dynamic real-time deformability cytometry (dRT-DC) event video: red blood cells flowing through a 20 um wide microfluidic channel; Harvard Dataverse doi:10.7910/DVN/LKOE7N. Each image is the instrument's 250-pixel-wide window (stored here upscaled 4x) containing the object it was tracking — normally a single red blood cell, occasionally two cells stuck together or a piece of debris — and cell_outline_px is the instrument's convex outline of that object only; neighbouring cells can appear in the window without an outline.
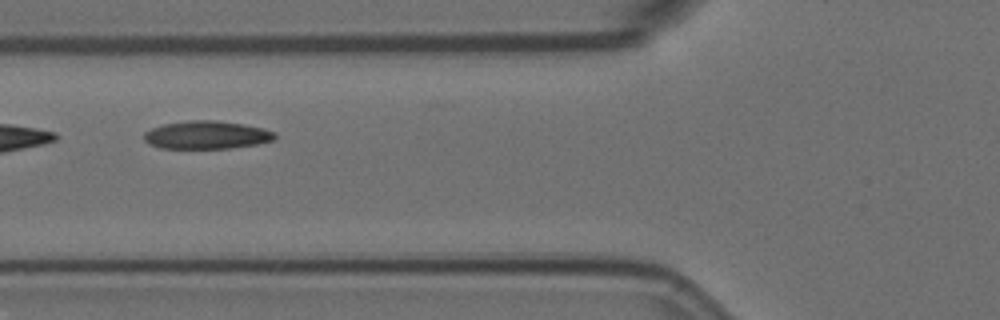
{"species": "Egyptian fruit bat (a non-hibernating species)", "species_latin": "Rousettus aegyptiacus", "temperature_condition": "room temperature", "stored_images_in_passage": 8, "camera_frame_rate_fps": 3000, "um_per_image_px": 0.085, "animal": {"sex": "female"}, "frame": {"image": 1, "passage_image": 4, "time_ms": 1.0, "image_size_px": [1000, 320], "cell_outline_px": [[276, 136], [272, 140], [256, 144], [228, 148], [160, 148], [148, 144], [144, 140], [144, 132], [152, 128], [164, 124], [188, 120], [216, 120], [244, 124], [276, 132]], "centroid_in_image_um": [17.53, 11.47], "position_along_channel_um": 108.3, "area_um2": 21.27}}
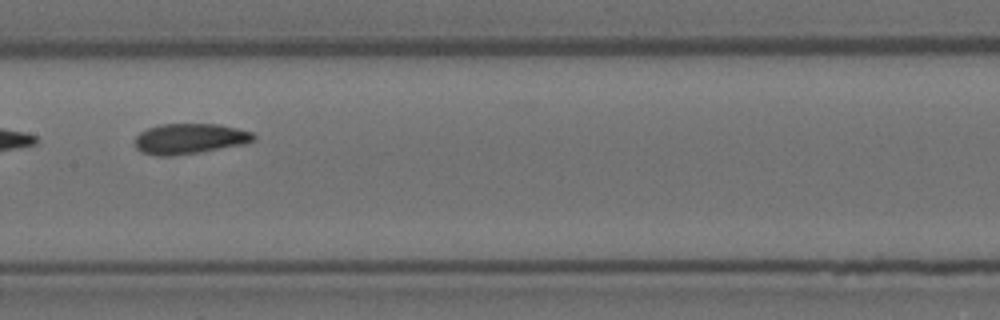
{"frame": {"image": 2, "passage_image": 6, "time_ms": 1.667, "image_size_px": [1000, 320], "cell_outline_px": [[256, 140], [244, 144], [196, 152], [160, 156], [156, 156], [140, 152], [136, 148], [136, 136], [140, 132], [148, 128], [160, 124], [220, 124], [252, 132], [256, 136]], "centroid_in_image_um": [16.12, 11.77], "position_along_channel_um": 191.3, "area_um2": 20.81}}
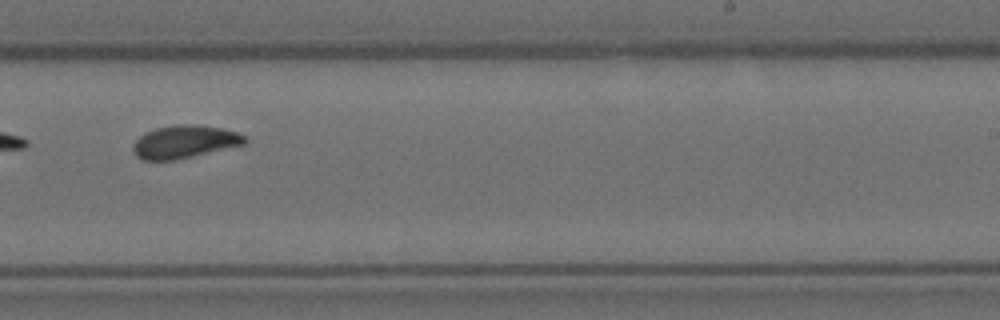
{"frame": {"image": 3, "passage_image": 8, "time_ms": 2.333, "image_size_px": [1000, 320], "cell_outline_px": [[248, 140], [244, 144], [176, 160], [144, 160], [136, 156], [132, 148], [132, 144], [144, 132], [156, 128], [176, 124], [192, 124], [220, 128], [236, 132], [244, 136]], "centroid_in_image_um": [15.64, 12.05], "position_along_channel_um": 273.4, "area_um2": 21.27}}